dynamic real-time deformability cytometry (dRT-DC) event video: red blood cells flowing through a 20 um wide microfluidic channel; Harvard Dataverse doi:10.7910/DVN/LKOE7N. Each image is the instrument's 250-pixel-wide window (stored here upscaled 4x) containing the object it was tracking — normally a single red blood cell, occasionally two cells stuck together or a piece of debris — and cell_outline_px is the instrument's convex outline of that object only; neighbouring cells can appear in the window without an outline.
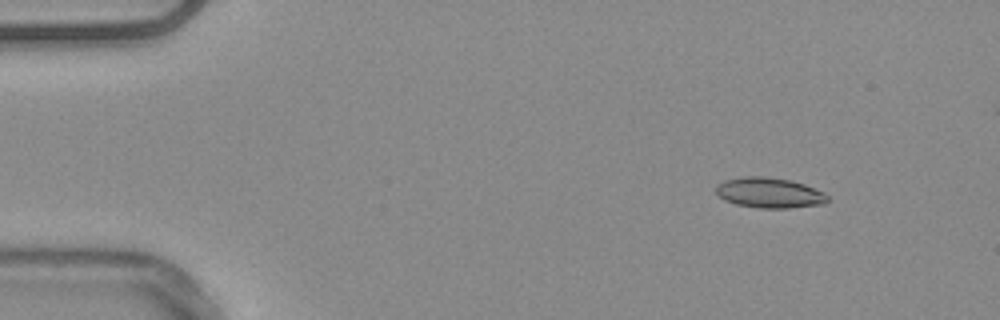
{"species": "common noctule bat (a hibernating species)", "species_latin": "Nyctalus noctula", "temperature_condition": "warm", "stored_images_in_passage": 50, "camera_frame_rate_fps": 3000, "um_per_image_px": 0.085, "animal": {"sex": "male", "body_mass_g": 20.4}, "frame": {"image": 1, "passage_image": 1, "time_ms": 0.0, "image_size_px": [1000, 320], "cell_outline_px": [[828, 200], [824, 204], [788, 208], [760, 208], [736, 204], [724, 200], [716, 192], [716, 188], [724, 180], [744, 176], [764, 176], [788, 180], [804, 184], [824, 192], [828, 196]], "centroid_in_image_um": [65.41, 16.39], "position_along_channel_um": 19.6, "area_um2": 19.59}}
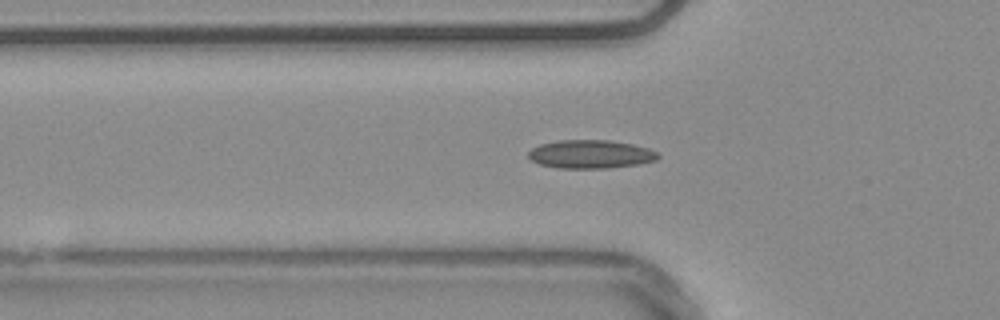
{"frame": {"image": 2, "passage_image": 13, "time_ms": 4.0, "image_size_px": [1000, 320], "cell_outline_px": [[660, 156], [656, 160], [640, 164], [608, 168], [556, 168], [540, 164], [532, 160], [528, 156], [528, 152], [532, 148], [540, 144], [560, 140], [608, 140], [632, 144], [648, 148], [656, 152]], "centroid_in_image_um": [50.2, 13.11], "position_along_channel_um": 75.6, "area_um2": 21.44}}
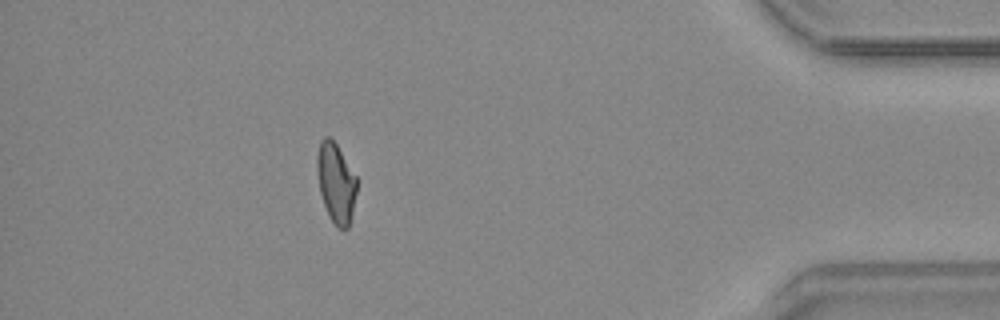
{"frame": {"image": 3, "passage_image": 43, "time_ms": 14.0, "image_size_px": [1000, 320], "cell_outline_px": [[356, 192], [352, 212], [348, 228], [336, 228], [328, 216], [320, 192], [316, 168], [316, 156], [320, 140], [324, 136], [328, 136], [336, 144], [356, 176]], "centroid_in_image_um": [28.53, 15.53], "position_along_channel_um": 406.7, "area_um2": 18.38}, "authors_computed_cell_mechanics": {"area_um2": 19.2474, "velocity_mm_per_s": 3.7807, "shape_relaxation_time_tau1_ms": null, "shape_relaxation_time_tau2_ms": 4.7465, "deformation_change_tau1": null, "deformation_change_tau2": 0.1136}}